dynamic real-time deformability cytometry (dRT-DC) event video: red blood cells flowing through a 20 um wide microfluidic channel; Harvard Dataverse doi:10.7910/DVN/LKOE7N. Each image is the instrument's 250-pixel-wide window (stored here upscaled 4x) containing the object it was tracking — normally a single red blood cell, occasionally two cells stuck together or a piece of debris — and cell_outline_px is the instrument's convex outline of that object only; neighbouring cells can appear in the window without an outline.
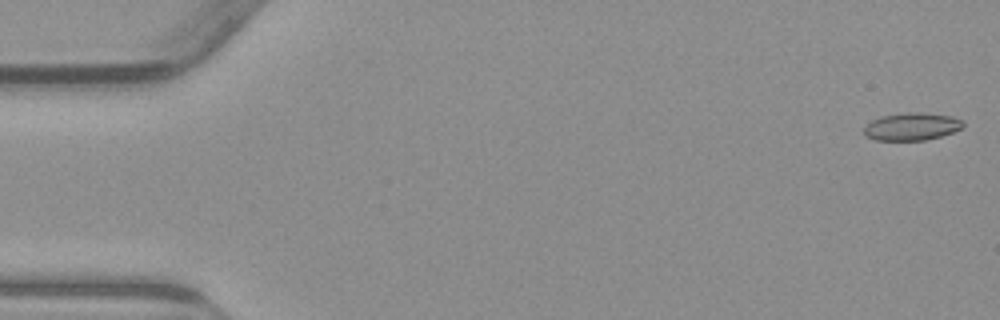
{"species": "common noctule bat (a hibernating species)", "species_latin": "Nyctalus noctula", "temperature_condition": "warm", "stored_images_in_passage": 54, "camera_frame_rate_fps": 3000, "um_per_image_px": 0.085, "animal": {"sex": "male", "body_mass_g": 23.1, "forearm_length_mm": 52.7}, "frame": {"image": 1, "passage_image": 1, "time_ms": 0.0, "image_size_px": [1000, 320], "cell_outline_px": [[964, 124], [960, 128], [952, 132], [940, 136], [924, 140], [876, 140], [864, 136], [864, 128], [872, 120], [880, 116], [908, 112], [916, 112], [952, 116], [964, 120]], "centroid_in_image_um": [77.48, 10.75], "position_along_channel_um": 7.5, "area_um2": 15.84}}
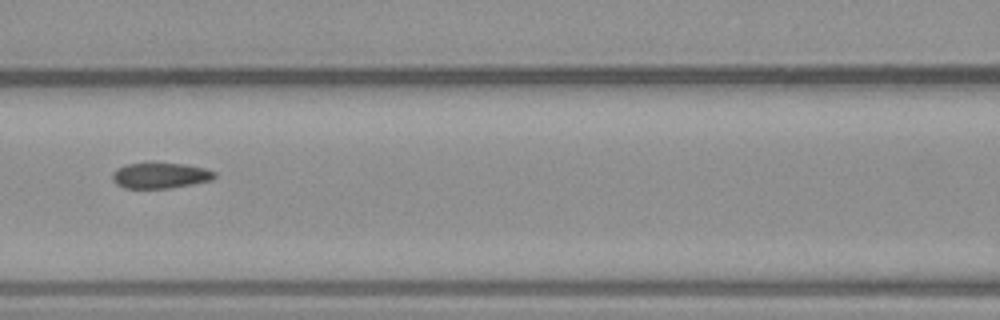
{"frame": {"image": 2, "passage_image": 24, "time_ms": 7.667, "image_size_px": [1000, 320], "cell_outline_px": [[216, 176], [212, 180], [192, 184], [168, 188], [124, 188], [116, 184], [112, 180], [112, 172], [116, 168], [124, 164], [152, 160], [184, 164], [204, 168], [216, 172]], "centroid_in_image_um": [13.57, 14.87], "position_along_channel_um": 153.0, "area_um2": 16.01}}
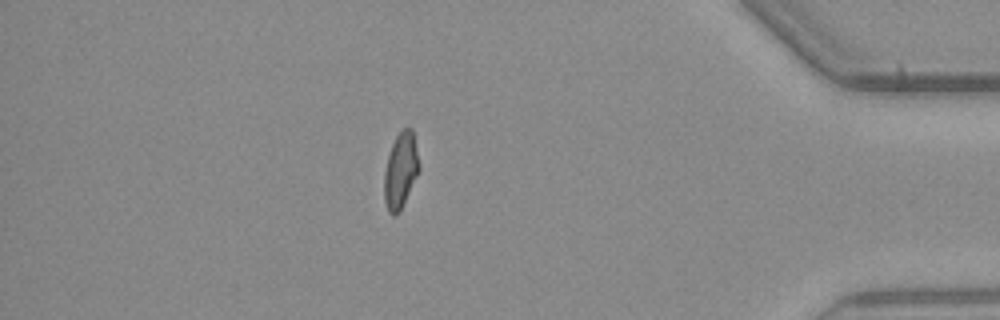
{"frame": {"image": 3, "passage_image": 47, "time_ms": 15.333, "image_size_px": [1000, 320], "cell_outline_px": [[420, 168], [400, 212], [396, 216], [392, 216], [388, 212], [384, 200], [384, 172], [388, 156], [392, 144], [396, 136], [404, 128], [412, 128]], "centroid_in_image_um": [34.03, 14.54], "position_along_channel_um": 401.2, "area_um2": 15.32}, "authors_computed_cell_mechanics": {"area_um2": 15.8372, "velocity_mm_per_s": 3.82, "shape_relaxation_time_tau1_ms": null, "shape_relaxation_time_tau2_ms": 1.5232, "deformation_change_tau1": null, "deformation_change_tau2": 0.0735}}